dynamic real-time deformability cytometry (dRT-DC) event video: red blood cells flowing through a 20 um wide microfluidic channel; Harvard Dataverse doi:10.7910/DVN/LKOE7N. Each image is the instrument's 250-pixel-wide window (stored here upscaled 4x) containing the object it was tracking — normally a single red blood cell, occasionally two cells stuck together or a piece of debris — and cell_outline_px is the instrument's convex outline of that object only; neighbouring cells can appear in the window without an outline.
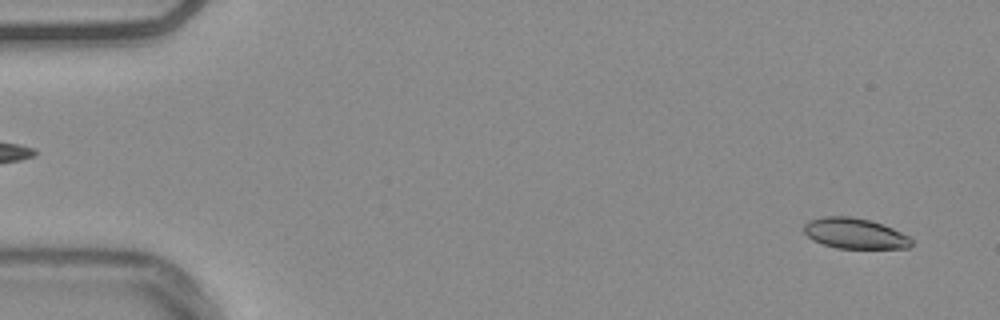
{"species": "common noctule bat (a hibernating species)", "species_latin": "Nyctalus noctula", "temperature_condition": "warm", "stored_images_in_passage": 55, "segment_of_instrument_passage": [1, 2], "camera_frame_rate_fps": 3000, "um_per_image_px": 0.085, "animal": {"sex": "male", "body_mass_g": 20.4}, "frame": {"image": 1, "passage_image": 3, "time_ms": 0.667, "image_size_px": [1000, 320], "cell_outline_px": [[912, 244], [908, 248], [836, 248], [812, 240], [804, 232], [804, 224], [808, 220], [824, 216], [852, 216], [868, 220], [892, 228], [908, 236], [912, 240]], "centroid_in_image_um": [72.62, 19.84], "position_along_channel_um": 12.4, "area_um2": 19.02}}
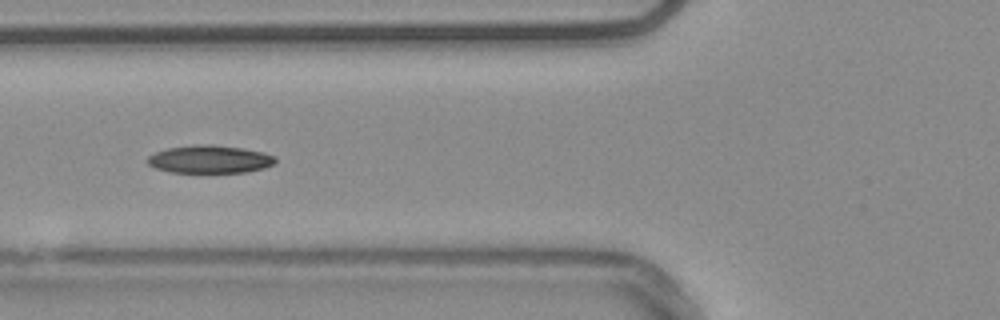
{"frame": {"image": 2, "passage_image": 21, "time_ms": 6.667, "image_size_px": [1000, 320], "cell_outline_px": [[276, 160], [272, 164], [264, 168], [244, 172], [172, 172], [156, 168], [148, 164], [148, 156], [156, 152], [168, 148], [200, 144], [212, 144], [244, 148], [264, 152], [276, 156]], "centroid_in_image_um": [17.86, 13.52], "position_along_channel_um": 107.9, "area_um2": 20.63}}
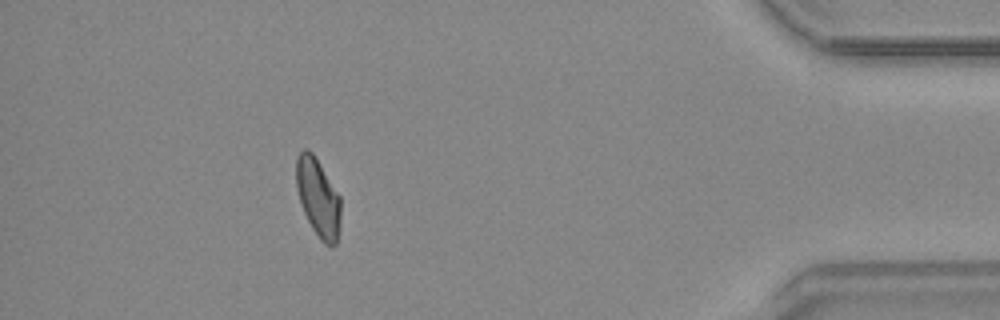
{"frame": {"image": 3, "passage_image": 49, "time_ms": 16.0, "image_size_px": [1000, 320], "cell_outline_px": [[340, 228], [336, 244], [332, 248], [324, 244], [320, 240], [312, 228], [304, 212], [296, 188], [296, 156], [304, 148], [308, 148], [312, 152], [340, 196]], "centroid_in_image_um": [27.04, 16.82], "position_along_channel_um": 408.2, "area_um2": 20.35}}